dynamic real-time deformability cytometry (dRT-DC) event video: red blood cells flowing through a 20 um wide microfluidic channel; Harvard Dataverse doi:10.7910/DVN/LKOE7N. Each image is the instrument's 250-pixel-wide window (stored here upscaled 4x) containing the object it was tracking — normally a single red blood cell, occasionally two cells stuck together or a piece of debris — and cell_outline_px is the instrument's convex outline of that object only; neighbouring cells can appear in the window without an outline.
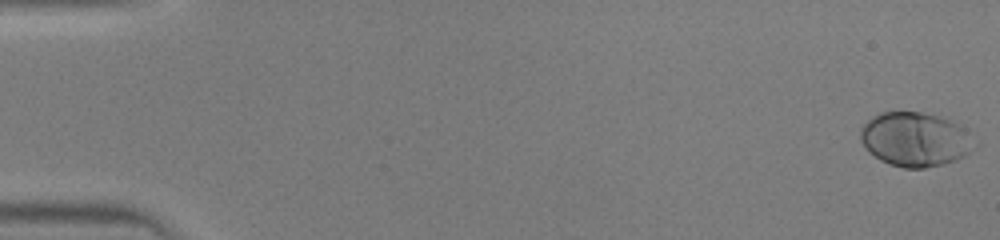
{"species": "human", "species_latin": "Homo sapiens", "temperature_condition": "warm", "stored_images_in_passage": 46, "camera_frame_rate_fps": 3000, "um_per_image_px": 0.085, "donor": {"sex": "male"}, "frame": {"image": 1, "passage_image": 1, "time_ms": 0.0, "image_size_px": [1000, 240], "cell_outline_px": [[972, 148], [964, 156], [956, 160], [944, 164], [924, 168], [904, 168], [888, 164], [880, 160], [868, 152], [860, 140], [860, 128], [872, 116], [880, 112], [920, 112], [940, 116], [956, 124], [960, 128]], "centroid_in_image_um": [77.65, 11.86], "position_along_channel_um": 7.4, "area_um2": 35.26}}
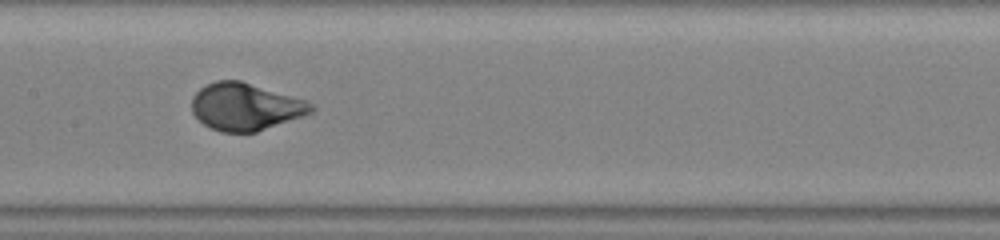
{"frame": {"image": 2, "passage_image": 24, "time_ms": 7.667, "image_size_px": [1000, 240], "cell_outline_px": [[316, 108], [312, 112], [304, 116], [256, 132], [220, 132], [204, 124], [192, 112], [192, 96], [200, 88], [216, 80], [240, 80], [304, 100], [316, 104]], "centroid_in_image_um": [20.87, 9.07], "position_along_channel_um": 186.5, "area_um2": 32.77}}
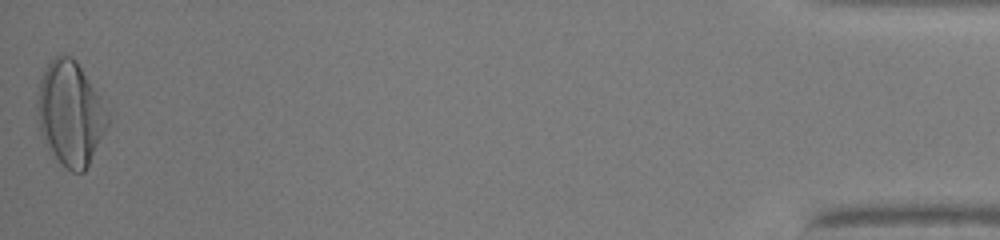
{"frame": {"image": 3, "passage_image": 46, "time_ms": 15.0, "image_size_px": [1000, 240], "cell_outline_px": [[108, 128], [84, 172], [72, 172], [56, 156], [40, 132], [36, 108], [36, 100], [40, 80], [48, 64], [60, 52], [72, 56], [76, 60], [100, 96], [108, 112]], "centroid_in_image_um": [5.99, 9.59], "position_along_channel_um": 429.2, "area_um2": 42.31}}